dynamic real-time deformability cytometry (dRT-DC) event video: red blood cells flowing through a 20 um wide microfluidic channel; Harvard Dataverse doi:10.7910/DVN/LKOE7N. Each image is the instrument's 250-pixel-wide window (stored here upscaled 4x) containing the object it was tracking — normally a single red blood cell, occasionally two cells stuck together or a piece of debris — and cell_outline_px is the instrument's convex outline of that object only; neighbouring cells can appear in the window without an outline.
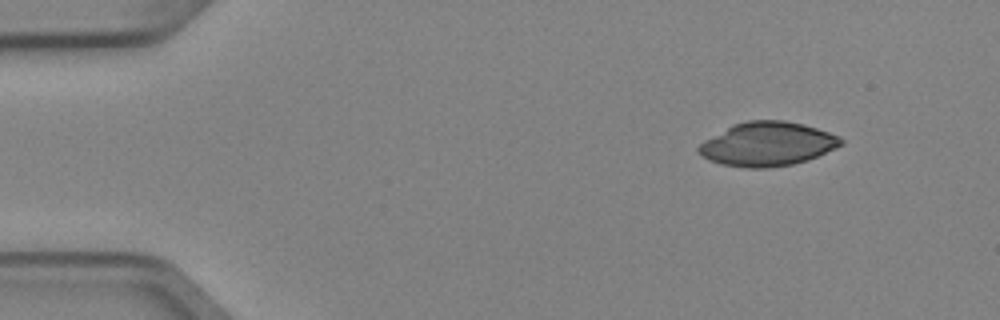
{"species": "Egyptian fruit bat (a non-hibernating species)", "species_latin": "Rousettus aegyptiacus", "temperature_condition": "cold", "stored_images_in_passage": 4, "camera_frame_rate_fps": 3000, "um_per_image_px": 0.085, "animal": {"sex": "female"}, "frame": {"image": 1, "passage_image": 1, "time_ms": 0.0, "image_size_px": [1000, 320], "cell_outline_px": [[844, 144], [836, 148], [808, 160], [792, 164], [772, 168], [744, 168], [720, 164], [708, 160], [700, 156], [696, 148], [704, 140], [732, 124], [748, 120], [784, 120], [804, 124], [840, 136], [844, 140]], "centroid_in_image_um": [65.21, 12.25], "position_along_channel_um": 19.8, "area_um2": 36.88}}